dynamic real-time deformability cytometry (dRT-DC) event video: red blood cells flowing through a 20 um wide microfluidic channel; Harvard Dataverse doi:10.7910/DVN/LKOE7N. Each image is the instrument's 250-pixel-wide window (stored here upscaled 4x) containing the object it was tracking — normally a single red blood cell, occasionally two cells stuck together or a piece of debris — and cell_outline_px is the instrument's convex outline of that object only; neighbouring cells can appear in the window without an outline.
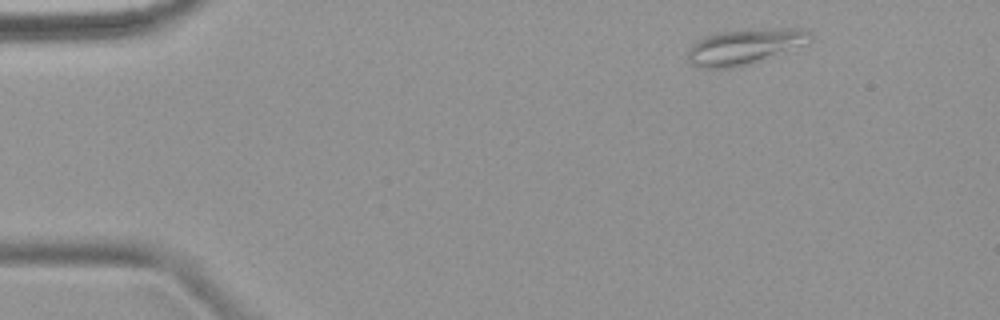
{"species": "common noctule bat (a hibernating species)", "species_latin": "Nyctalus noctula", "temperature_condition": "warm", "stored_images_in_passage": 4, "camera_frame_rate_fps": 3000, "um_per_image_px": 0.085, "animal": {"sex": "female", "body_mass_g": 18.4}, "frame": {"image": 1, "passage_image": 2, "time_ms": 1.333, "image_size_px": [1000, 320], "cell_outline_px": [[816, 36], [812, 40], [804, 44], [752, 64], [732, 68], [700, 68], [692, 64], [688, 60], [688, 52], [692, 44], [700, 36], [716, 32], [764, 28], [804, 28], [812, 32]], "centroid_in_image_um": [63.31, 3.94], "position_along_channel_um": 21.7, "area_um2": 25.84}}